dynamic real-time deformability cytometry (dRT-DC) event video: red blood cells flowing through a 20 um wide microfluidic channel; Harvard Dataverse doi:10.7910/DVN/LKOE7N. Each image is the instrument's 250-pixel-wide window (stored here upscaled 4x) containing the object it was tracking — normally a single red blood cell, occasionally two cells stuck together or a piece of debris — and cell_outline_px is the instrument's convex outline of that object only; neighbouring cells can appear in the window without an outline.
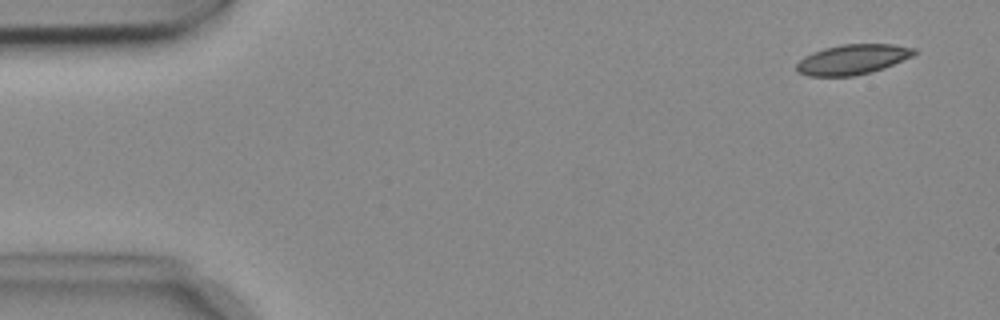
{"species": "common noctule bat (a hibernating species)", "species_latin": "Nyctalus noctula", "temperature_condition": "cold", "stored_images_in_passage": 54, "camera_frame_rate_fps": 3000, "um_per_image_px": 0.085, "animal": {"sex": "female", "body_mass_g": 18.4}, "frame": {"image": 1, "passage_image": 3, "time_ms": 0.667, "image_size_px": [1000, 320], "cell_outline_px": [[920, 52], [912, 56], [892, 64], [868, 72], [852, 76], [808, 76], [796, 72], [796, 64], [804, 56], [812, 52], [824, 48], [840, 44], [892, 44], [916, 48]], "centroid_in_image_um": [72.44, 5.04], "position_along_channel_um": 12.6, "area_um2": 20.52}}
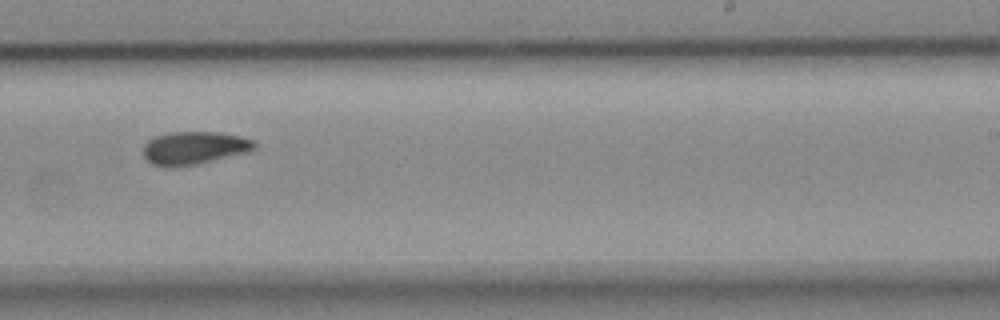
{"frame": {"image": 2, "passage_image": 33, "time_ms": 10.667, "image_size_px": [1000, 320], "cell_outline_px": [[256, 148], [248, 152], [196, 164], [172, 168], [168, 168], [152, 164], [144, 156], [144, 144], [148, 140], [156, 136], [168, 132], [220, 132], [240, 136], [256, 140]], "centroid_in_image_um": [16.52, 12.57], "position_along_channel_um": 272.5, "area_um2": 21.5}}
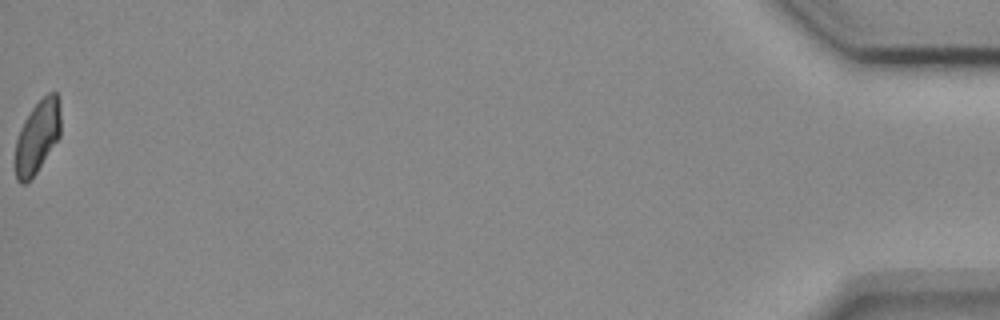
{"frame": {"image": 3, "passage_image": 54, "time_ms": 17.667, "image_size_px": [1000, 320], "cell_outline_px": [[60, 136], [36, 172], [24, 184], [20, 184], [16, 180], [16, 140], [20, 128], [24, 120], [32, 108], [48, 92], [56, 92], [60, 100]], "centroid_in_image_um": [3.19, 11.59], "position_along_channel_um": 432.0, "area_um2": 19.02}, "authors_computed_cell_mechanics": {"area_um2": 20.7791, "velocity_mm_per_s": 3.717, "shape_relaxation_time_tau1_ms": null, "shape_relaxation_time_tau2_ms": 8.6062, "deformation_change_tau1": null, "deformation_change_tau2": 0.1242}}